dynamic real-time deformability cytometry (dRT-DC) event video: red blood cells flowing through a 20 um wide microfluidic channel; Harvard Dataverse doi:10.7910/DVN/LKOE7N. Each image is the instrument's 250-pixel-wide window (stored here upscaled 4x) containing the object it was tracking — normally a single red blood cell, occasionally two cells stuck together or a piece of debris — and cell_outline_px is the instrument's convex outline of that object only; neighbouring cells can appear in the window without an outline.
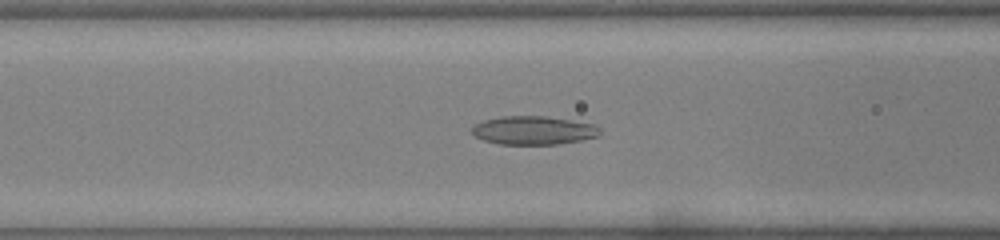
{"species": "common noctule bat (a hibernating species)", "species_latin": "Nyctalus noctula", "temperature_condition": "warm", "stored_images_in_passage": 34, "camera_frame_rate_fps": 3000, "um_per_image_px": 0.085, "animal": {"sex": "male", "body_mass_g": 19.0, "forearm_length_mm": 50.8}, "frame": {"image": 1, "passage_image": 8, "time_ms": 2.333, "image_size_px": [1000, 240], "cell_outline_px": [[600, 136], [580, 140], [556, 144], [500, 144], [484, 140], [476, 136], [472, 132], [472, 128], [476, 124], [484, 120], [504, 116], [544, 116], [592, 124], [600, 128]], "centroid_in_image_um": [45.35, 11.08], "position_along_channel_um": 121.2, "area_um2": 20.92}}
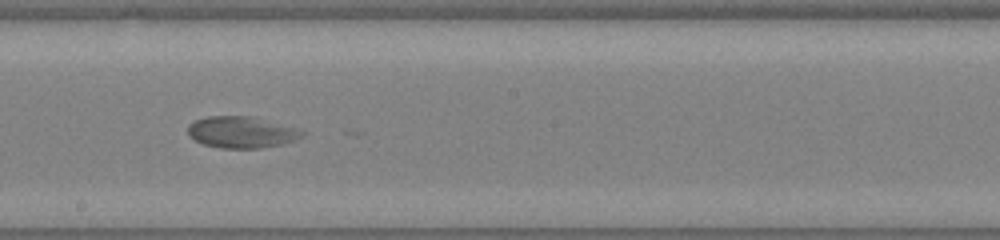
{"frame": {"image": 2, "passage_image": 15, "time_ms": 4.667, "image_size_px": [1000, 240], "cell_outline_px": [[308, 132], [304, 136], [284, 144], [260, 148], [220, 148], [204, 144], [188, 136], [188, 124], [196, 120], [208, 116], [252, 116], [300, 128]], "centroid_in_image_um": [20.59, 11.23], "position_along_channel_um": 227.6, "area_um2": 21.27}}
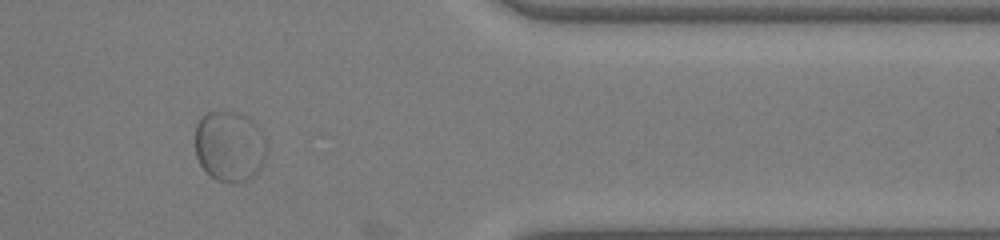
{"frame": {"image": 3, "passage_image": 27, "time_ms": 8.667, "image_size_px": [1000, 240], "cell_outline_px": [[268, 152], [260, 168], [252, 180], [232, 184], [216, 180], [200, 164], [196, 156], [196, 124], [200, 116], [208, 112], [236, 112], [244, 116], [256, 124], [264, 136], [268, 144]], "centroid_in_image_um": [19.55, 12.46], "position_along_channel_um": 391.9, "area_um2": 29.88}}